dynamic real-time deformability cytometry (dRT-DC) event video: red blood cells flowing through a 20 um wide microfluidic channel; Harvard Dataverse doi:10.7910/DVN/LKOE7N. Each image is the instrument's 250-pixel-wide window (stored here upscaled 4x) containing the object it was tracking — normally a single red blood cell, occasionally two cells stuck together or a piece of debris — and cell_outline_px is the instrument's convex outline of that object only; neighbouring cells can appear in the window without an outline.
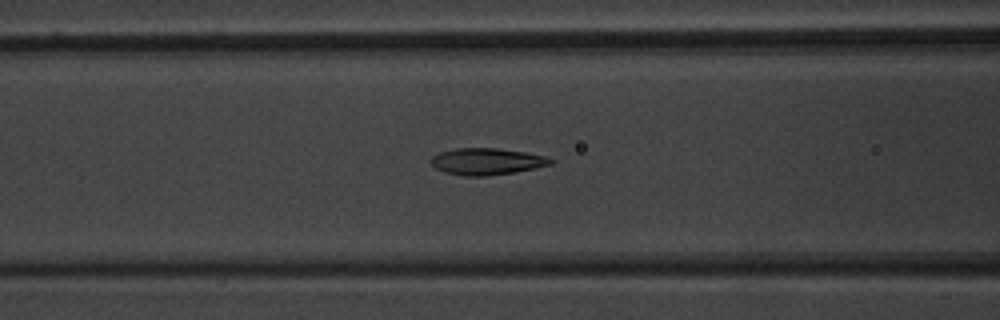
{"species": "common noctule bat (a hibernating species)", "species_latin": "Nyctalus noctula", "temperature_condition": "warm", "stored_images_in_passage": 52, "camera_frame_rate_fps": 3000, "um_per_image_px": 0.085, "animal": {"sex": "male", "body_mass_g": 20.1, "forearm_length_mm": 53.5}, "frame": {"image": 1, "passage_image": 22, "time_ms": 7.0, "image_size_px": [1000, 320], "cell_outline_px": [[556, 160], [552, 164], [536, 168], [512, 172], [484, 176], [464, 176], [444, 172], [436, 168], [428, 160], [432, 156], [440, 152], [456, 148], [496, 148], [524, 152], [544, 156]], "centroid_in_image_um": [41.35, 13.72], "position_along_channel_um": 125.2, "area_um2": 18.55}}
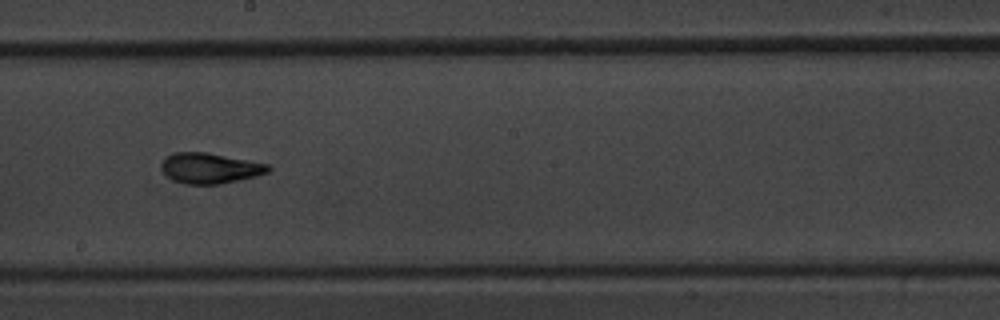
{"frame": {"image": 2, "passage_image": 30, "time_ms": 9.667, "image_size_px": [1000, 320], "cell_outline_px": [[272, 168], [268, 172], [256, 176], [220, 184], [184, 184], [172, 180], [160, 168], [160, 164], [168, 156], [176, 152], [208, 152], [268, 164]], "centroid_in_image_um": [17.84, 14.3], "position_along_channel_um": 230.4, "area_um2": 18.96}}
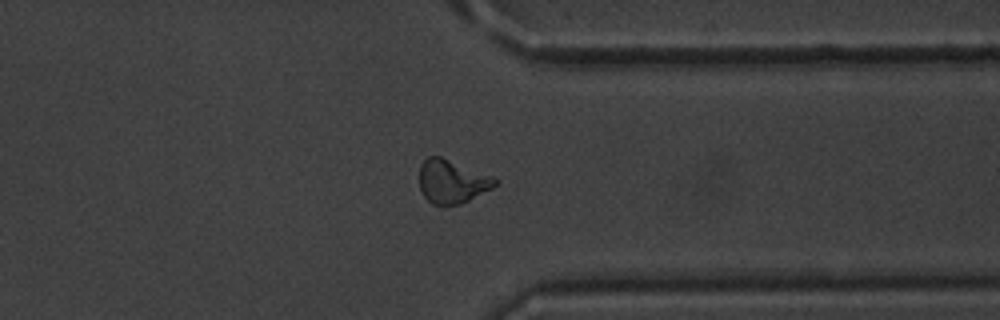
{"frame": {"image": 3, "passage_image": 41, "time_ms": 13.333, "image_size_px": [1000, 320], "cell_outline_px": [[496, 184], [492, 188], [460, 204], [444, 208], [432, 204], [424, 196], [420, 188], [420, 164], [428, 156], [440, 156], [496, 176]], "centroid_in_image_um": [38.42, 15.44], "position_along_channel_um": 373.0, "area_um2": 19.54}, "authors_computed_cell_mechanics": {"area_um2": 19.0162, "velocity_mm_per_s": 3.9397, "shape_relaxation_time_tau1_ms": 3.5354, "shape_relaxation_time_tau2_ms": 1.1454, "deformation_change_tau1": 0.1691, "deformation_change_tau2": 0.0671}}